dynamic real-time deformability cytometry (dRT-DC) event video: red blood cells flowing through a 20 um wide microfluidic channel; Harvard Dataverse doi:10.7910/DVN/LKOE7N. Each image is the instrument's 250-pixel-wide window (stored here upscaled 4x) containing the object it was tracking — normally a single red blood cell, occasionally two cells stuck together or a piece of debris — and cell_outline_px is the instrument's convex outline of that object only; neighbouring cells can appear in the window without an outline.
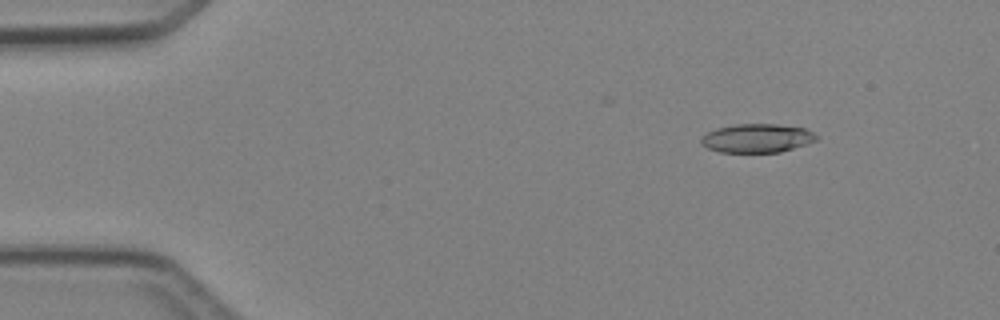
{"species": "Egyptian fruit bat (a non-hibernating species)", "species_latin": "Rousettus aegyptiacus", "temperature_condition": "cold", "stored_images_in_passage": 4, "camera_frame_rate_fps": 3000, "um_per_image_px": 0.085, "animal": {"sex": "female"}, "frame": {"image": 1, "passage_image": 2, "time_ms": 1.0, "image_size_px": [1000, 320], "cell_outline_px": [[820, 136], [816, 140], [780, 152], [720, 152], [708, 148], [700, 144], [700, 136], [716, 128], [736, 124], [776, 124], [804, 128]], "centroid_in_image_um": [64.3, 11.74], "position_along_channel_um": 20.7, "area_um2": 19.25}}
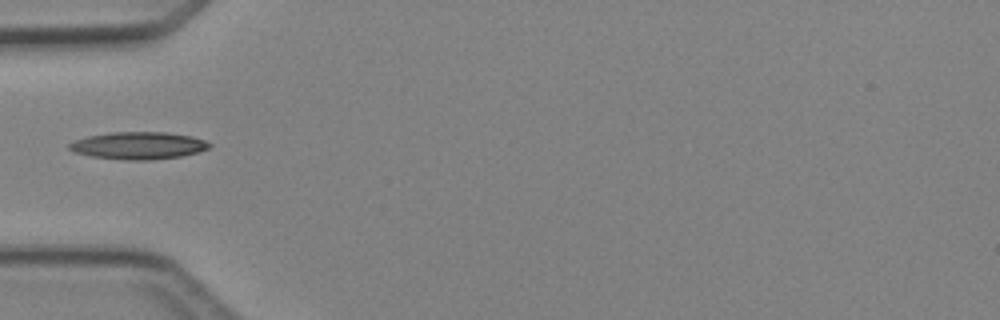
{"frame": {"image": 2, "passage_image": 4, "time_ms": 4.333, "image_size_px": [1000, 320], "cell_outline_px": [[212, 144], [208, 148], [200, 152], [180, 156], [148, 160], [124, 160], [92, 156], [76, 152], [68, 148], [68, 144], [76, 140], [88, 136], [112, 132], [168, 132], [192, 136], [204, 140]], "centroid_in_image_um": [11.8, 12.37], "position_along_channel_um": 73.2, "area_um2": 22.2}}